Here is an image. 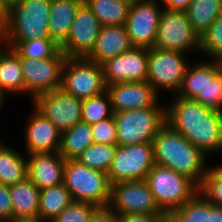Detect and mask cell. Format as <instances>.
Instances as JSON below:
<instances>
[{"label": "cell", "mask_w": 222, "mask_h": 222, "mask_svg": "<svg viewBox=\"0 0 222 222\" xmlns=\"http://www.w3.org/2000/svg\"><path fill=\"white\" fill-rule=\"evenodd\" d=\"M165 121L207 157L222 152V113L210 110L194 99L172 95L165 105Z\"/></svg>", "instance_id": "1"}, {"label": "cell", "mask_w": 222, "mask_h": 222, "mask_svg": "<svg viewBox=\"0 0 222 222\" xmlns=\"http://www.w3.org/2000/svg\"><path fill=\"white\" fill-rule=\"evenodd\" d=\"M154 163L169 167L201 185L209 167V157L182 134L165 123L154 136ZM208 161V162H207Z\"/></svg>", "instance_id": "2"}, {"label": "cell", "mask_w": 222, "mask_h": 222, "mask_svg": "<svg viewBox=\"0 0 222 222\" xmlns=\"http://www.w3.org/2000/svg\"><path fill=\"white\" fill-rule=\"evenodd\" d=\"M63 184L74 201L107 207L110 201L111 184L107 174L91 169L76 159L65 160Z\"/></svg>", "instance_id": "3"}, {"label": "cell", "mask_w": 222, "mask_h": 222, "mask_svg": "<svg viewBox=\"0 0 222 222\" xmlns=\"http://www.w3.org/2000/svg\"><path fill=\"white\" fill-rule=\"evenodd\" d=\"M52 0H23L9 12L3 41H30L51 38L49 16Z\"/></svg>", "instance_id": "4"}, {"label": "cell", "mask_w": 222, "mask_h": 222, "mask_svg": "<svg viewBox=\"0 0 222 222\" xmlns=\"http://www.w3.org/2000/svg\"><path fill=\"white\" fill-rule=\"evenodd\" d=\"M145 181L156 204L167 214L181 208L199 191V187L185 175L158 164H154Z\"/></svg>", "instance_id": "5"}, {"label": "cell", "mask_w": 222, "mask_h": 222, "mask_svg": "<svg viewBox=\"0 0 222 222\" xmlns=\"http://www.w3.org/2000/svg\"><path fill=\"white\" fill-rule=\"evenodd\" d=\"M117 145L126 146L152 142L158 130L166 123L165 105L161 102L144 109L114 113Z\"/></svg>", "instance_id": "6"}, {"label": "cell", "mask_w": 222, "mask_h": 222, "mask_svg": "<svg viewBox=\"0 0 222 222\" xmlns=\"http://www.w3.org/2000/svg\"><path fill=\"white\" fill-rule=\"evenodd\" d=\"M185 55L187 54L155 47L148 49L146 81L160 96L163 92L171 93L170 96L176 95L181 88L183 77L191 63L187 59L188 55Z\"/></svg>", "instance_id": "7"}, {"label": "cell", "mask_w": 222, "mask_h": 222, "mask_svg": "<svg viewBox=\"0 0 222 222\" xmlns=\"http://www.w3.org/2000/svg\"><path fill=\"white\" fill-rule=\"evenodd\" d=\"M155 48L200 54V37L193 30L186 11L163 9L155 39ZM189 51V52H188Z\"/></svg>", "instance_id": "8"}, {"label": "cell", "mask_w": 222, "mask_h": 222, "mask_svg": "<svg viewBox=\"0 0 222 222\" xmlns=\"http://www.w3.org/2000/svg\"><path fill=\"white\" fill-rule=\"evenodd\" d=\"M61 88L80 100L107 90L103 66L84 58H67L62 71Z\"/></svg>", "instance_id": "9"}, {"label": "cell", "mask_w": 222, "mask_h": 222, "mask_svg": "<svg viewBox=\"0 0 222 222\" xmlns=\"http://www.w3.org/2000/svg\"><path fill=\"white\" fill-rule=\"evenodd\" d=\"M154 164L152 142L117 145L107 177L111 185L121 181L145 180Z\"/></svg>", "instance_id": "10"}, {"label": "cell", "mask_w": 222, "mask_h": 222, "mask_svg": "<svg viewBox=\"0 0 222 222\" xmlns=\"http://www.w3.org/2000/svg\"><path fill=\"white\" fill-rule=\"evenodd\" d=\"M66 59L61 50L47 59L20 57L24 76V95H29L32 101L40 94L61 88Z\"/></svg>", "instance_id": "11"}, {"label": "cell", "mask_w": 222, "mask_h": 222, "mask_svg": "<svg viewBox=\"0 0 222 222\" xmlns=\"http://www.w3.org/2000/svg\"><path fill=\"white\" fill-rule=\"evenodd\" d=\"M108 207L118 216L135 213H164L156 204L145 180L121 181L112 184Z\"/></svg>", "instance_id": "12"}, {"label": "cell", "mask_w": 222, "mask_h": 222, "mask_svg": "<svg viewBox=\"0 0 222 222\" xmlns=\"http://www.w3.org/2000/svg\"><path fill=\"white\" fill-rule=\"evenodd\" d=\"M163 9L160 0H142L130 6L125 27L133 47H154Z\"/></svg>", "instance_id": "13"}, {"label": "cell", "mask_w": 222, "mask_h": 222, "mask_svg": "<svg viewBox=\"0 0 222 222\" xmlns=\"http://www.w3.org/2000/svg\"><path fill=\"white\" fill-rule=\"evenodd\" d=\"M32 105L61 132L81 122L82 100L62 88L36 96Z\"/></svg>", "instance_id": "14"}, {"label": "cell", "mask_w": 222, "mask_h": 222, "mask_svg": "<svg viewBox=\"0 0 222 222\" xmlns=\"http://www.w3.org/2000/svg\"><path fill=\"white\" fill-rule=\"evenodd\" d=\"M101 24L84 2L77 11L66 40L60 45L67 58L87 57L99 36Z\"/></svg>", "instance_id": "15"}, {"label": "cell", "mask_w": 222, "mask_h": 222, "mask_svg": "<svg viewBox=\"0 0 222 222\" xmlns=\"http://www.w3.org/2000/svg\"><path fill=\"white\" fill-rule=\"evenodd\" d=\"M148 49L132 47L108 59L103 66L106 86L124 82H146Z\"/></svg>", "instance_id": "16"}, {"label": "cell", "mask_w": 222, "mask_h": 222, "mask_svg": "<svg viewBox=\"0 0 222 222\" xmlns=\"http://www.w3.org/2000/svg\"><path fill=\"white\" fill-rule=\"evenodd\" d=\"M24 128V153L59 152L61 131L33 105Z\"/></svg>", "instance_id": "17"}, {"label": "cell", "mask_w": 222, "mask_h": 222, "mask_svg": "<svg viewBox=\"0 0 222 222\" xmlns=\"http://www.w3.org/2000/svg\"><path fill=\"white\" fill-rule=\"evenodd\" d=\"M114 113L133 109H144L157 105L162 99L146 82H124L107 86Z\"/></svg>", "instance_id": "18"}, {"label": "cell", "mask_w": 222, "mask_h": 222, "mask_svg": "<svg viewBox=\"0 0 222 222\" xmlns=\"http://www.w3.org/2000/svg\"><path fill=\"white\" fill-rule=\"evenodd\" d=\"M65 158L59 152L27 155L28 178L40 189L63 183Z\"/></svg>", "instance_id": "19"}, {"label": "cell", "mask_w": 222, "mask_h": 222, "mask_svg": "<svg viewBox=\"0 0 222 222\" xmlns=\"http://www.w3.org/2000/svg\"><path fill=\"white\" fill-rule=\"evenodd\" d=\"M132 47L125 25L102 26L94 48L86 58L102 65Z\"/></svg>", "instance_id": "20"}, {"label": "cell", "mask_w": 222, "mask_h": 222, "mask_svg": "<svg viewBox=\"0 0 222 222\" xmlns=\"http://www.w3.org/2000/svg\"><path fill=\"white\" fill-rule=\"evenodd\" d=\"M13 219L39 218L40 189L27 177L9 186Z\"/></svg>", "instance_id": "21"}, {"label": "cell", "mask_w": 222, "mask_h": 222, "mask_svg": "<svg viewBox=\"0 0 222 222\" xmlns=\"http://www.w3.org/2000/svg\"><path fill=\"white\" fill-rule=\"evenodd\" d=\"M0 93L7 95H24V76L20 57L4 46L0 50Z\"/></svg>", "instance_id": "22"}, {"label": "cell", "mask_w": 222, "mask_h": 222, "mask_svg": "<svg viewBox=\"0 0 222 222\" xmlns=\"http://www.w3.org/2000/svg\"><path fill=\"white\" fill-rule=\"evenodd\" d=\"M84 0H52L49 16V34L61 45L68 37L70 27Z\"/></svg>", "instance_id": "23"}, {"label": "cell", "mask_w": 222, "mask_h": 222, "mask_svg": "<svg viewBox=\"0 0 222 222\" xmlns=\"http://www.w3.org/2000/svg\"><path fill=\"white\" fill-rule=\"evenodd\" d=\"M194 100L222 113V74L218 60L205 59V86Z\"/></svg>", "instance_id": "24"}, {"label": "cell", "mask_w": 222, "mask_h": 222, "mask_svg": "<svg viewBox=\"0 0 222 222\" xmlns=\"http://www.w3.org/2000/svg\"><path fill=\"white\" fill-rule=\"evenodd\" d=\"M4 143L0 148V182L13 185L23 181L27 174V155Z\"/></svg>", "instance_id": "25"}, {"label": "cell", "mask_w": 222, "mask_h": 222, "mask_svg": "<svg viewBox=\"0 0 222 222\" xmlns=\"http://www.w3.org/2000/svg\"><path fill=\"white\" fill-rule=\"evenodd\" d=\"M94 143L91 125L79 122L61 132L59 153L65 160L76 159L88 146Z\"/></svg>", "instance_id": "26"}, {"label": "cell", "mask_w": 222, "mask_h": 222, "mask_svg": "<svg viewBox=\"0 0 222 222\" xmlns=\"http://www.w3.org/2000/svg\"><path fill=\"white\" fill-rule=\"evenodd\" d=\"M186 13L191 27L201 38L222 13V0H192Z\"/></svg>", "instance_id": "27"}, {"label": "cell", "mask_w": 222, "mask_h": 222, "mask_svg": "<svg viewBox=\"0 0 222 222\" xmlns=\"http://www.w3.org/2000/svg\"><path fill=\"white\" fill-rule=\"evenodd\" d=\"M73 201L71 193L63 183L40 190L39 219L52 221Z\"/></svg>", "instance_id": "28"}, {"label": "cell", "mask_w": 222, "mask_h": 222, "mask_svg": "<svg viewBox=\"0 0 222 222\" xmlns=\"http://www.w3.org/2000/svg\"><path fill=\"white\" fill-rule=\"evenodd\" d=\"M101 26L125 25L130 6L121 0H84Z\"/></svg>", "instance_id": "29"}, {"label": "cell", "mask_w": 222, "mask_h": 222, "mask_svg": "<svg viewBox=\"0 0 222 222\" xmlns=\"http://www.w3.org/2000/svg\"><path fill=\"white\" fill-rule=\"evenodd\" d=\"M213 204L199 191L181 208L168 213V222H209Z\"/></svg>", "instance_id": "30"}, {"label": "cell", "mask_w": 222, "mask_h": 222, "mask_svg": "<svg viewBox=\"0 0 222 222\" xmlns=\"http://www.w3.org/2000/svg\"><path fill=\"white\" fill-rule=\"evenodd\" d=\"M3 42L19 57L34 58L35 60L51 58L61 50L60 45L52 38Z\"/></svg>", "instance_id": "31"}, {"label": "cell", "mask_w": 222, "mask_h": 222, "mask_svg": "<svg viewBox=\"0 0 222 222\" xmlns=\"http://www.w3.org/2000/svg\"><path fill=\"white\" fill-rule=\"evenodd\" d=\"M116 146L93 143L76 160L91 169H97L107 174L113 162Z\"/></svg>", "instance_id": "32"}, {"label": "cell", "mask_w": 222, "mask_h": 222, "mask_svg": "<svg viewBox=\"0 0 222 222\" xmlns=\"http://www.w3.org/2000/svg\"><path fill=\"white\" fill-rule=\"evenodd\" d=\"M114 114L110 95L107 91L82 100L81 120L89 125L112 117Z\"/></svg>", "instance_id": "33"}, {"label": "cell", "mask_w": 222, "mask_h": 222, "mask_svg": "<svg viewBox=\"0 0 222 222\" xmlns=\"http://www.w3.org/2000/svg\"><path fill=\"white\" fill-rule=\"evenodd\" d=\"M205 86V57L204 60L191 62L183 77L182 85L176 96L195 99Z\"/></svg>", "instance_id": "34"}, {"label": "cell", "mask_w": 222, "mask_h": 222, "mask_svg": "<svg viewBox=\"0 0 222 222\" xmlns=\"http://www.w3.org/2000/svg\"><path fill=\"white\" fill-rule=\"evenodd\" d=\"M200 55L212 60L222 58V13L201 36Z\"/></svg>", "instance_id": "35"}, {"label": "cell", "mask_w": 222, "mask_h": 222, "mask_svg": "<svg viewBox=\"0 0 222 222\" xmlns=\"http://www.w3.org/2000/svg\"><path fill=\"white\" fill-rule=\"evenodd\" d=\"M199 192L213 205L222 206V162L208 167Z\"/></svg>", "instance_id": "36"}, {"label": "cell", "mask_w": 222, "mask_h": 222, "mask_svg": "<svg viewBox=\"0 0 222 222\" xmlns=\"http://www.w3.org/2000/svg\"><path fill=\"white\" fill-rule=\"evenodd\" d=\"M97 208L91 203L73 201L50 222H89Z\"/></svg>", "instance_id": "37"}, {"label": "cell", "mask_w": 222, "mask_h": 222, "mask_svg": "<svg viewBox=\"0 0 222 222\" xmlns=\"http://www.w3.org/2000/svg\"><path fill=\"white\" fill-rule=\"evenodd\" d=\"M94 143L117 145V129L114 117L91 125Z\"/></svg>", "instance_id": "38"}, {"label": "cell", "mask_w": 222, "mask_h": 222, "mask_svg": "<svg viewBox=\"0 0 222 222\" xmlns=\"http://www.w3.org/2000/svg\"><path fill=\"white\" fill-rule=\"evenodd\" d=\"M0 218L9 222L13 219V205L9 186L0 182Z\"/></svg>", "instance_id": "39"}, {"label": "cell", "mask_w": 222, "mask_h": 222, "mask_svg": "<svg viewBox=\"0 0 222 222\" xmlns=\"http://www.w3.org/2000/svg\"><path fill=\"white\" fill-rule=\"evenodd\" d=\"M118 222H168L167 213H154V214H125L118 216Z\"/></svg>", "instance_id": "40"}, {"label": "cell", "mask_w": 222, "mask_h": 222, "mask_svg": "<svg viewBox=\"0 0 222 222\" xmlns=\"http://www.w3.org/2000/svg\"><path fill=\"white\" fill-rule=\"evenodd\" d=\"M89 222H118V215L108 206L98 207L91 216Z\"/></svg>", "instance_id": "41"}, {"label": "cell", "mask_w": 222, "mask_h": 222, "mask_svg": "<svg viewBox=\"0 0 222 222\" xmlns=\"http://www.w3.org/2000/svg\"><path fill=\"white\" fill-rule=\"evenodd\" d=\"M164 9L186 11L192 0H160Z\"/></svg>", "instance_id": "42"}, {"label": "cell", "mask_w": 222, "mask_h": 222, "mask_svg": "<svg viewBox=\"0 0 222 222\" xmlns=\"http://www.w3.org/2000/svg\"><path fill=\"white\" fill-rule=\"evenodd\" d=\"M9 12L0 0V37L3 36L8 25Z\"/></svg>", "instance_id": "43"}, {"label": "cell", "mask_w": 222, "mask_h": 222, "mask_svg": "<svg viewBox=\"0 0 222 222\" xmlns=\"http://www.w3.org/2000/svg\"><path fill=\"white\" fill-rule=\"evenodd\" d=\"M209 222H222V206L213 205L209 214Z\"/></svg>", "instance_id": "44"}, {"label": "cell", "mask_w": 222, "mask_h": 222, "mask_svg": "<svg viewBox=\"0 0 222 222\" xmlns=\"http://www.w3.org/2000/svg\"><path fill=\"white\" fill-rule=\"evenodd\" d=\"M23 0H2V4L10 12L14 7L19 6Z\"/></svg>", "instance_id": "45"}, {"label": "cell", "mask_w": 222, "mask_h": 222, "mask_svg": "<svg viewBox=\"0 0 222 222\" xmlns=\"http://www.w3.org/2000/svg\"><path fill=\"white\" fill-rule=\"evenodd\" d=\"M9 222H45V221H42L39 218H35V219H12Z\"/></svg>", "instance_id": "46"}, {"label": "cell", "mask_w": 222, "mask_h": 222, "mask_svg": "<svg viewBox=\"0 0 222 222\" xmlns=\"http://www.w3.org/2000/svg\"><path fill=\"white\" fill-rule=\"evenodd\" d=\"M121 1L127 3L129 6H132L135 3H138L139 1H142V0H121Z\"/></svg>", "instance_id": "47"}, {"label": "cell", "mask_w": 222, "mask_h": 222, "mask_svg": "<svg viewBox=\"0 0 222 222\" xmlns=\"http://www.w3.org/2000/svg\"><path fill=\"white\" fill-rule=\"evenodd\" d=\"M5 99L6 98L0 93V110L3 108V105H5L4 101L7 102Z\"/></svg>", "instance_id": "48"}, {"label": "cell", "mask_w": 222, "mask_h": 222, "mask_svg": "<svg viewBox=\"0 0 222 222\" xmlns=\"http://www.w3.org/2000/svg\"><path fill=\"white\" fill-rule=\"evenodd\" d=\"M2 44V45H1ZM4 42H3V39L0 37V50L4 47Z\"/></svg>", "instance_id": "49"}, {"label": "cell", "mask_w": 222, "mask_h": 222, "mask_svg": "<svg viewBox=\"0 0 222 222\" xmlns=\"http://www.w3.org/2000/svg\"><path fill=\"white\" fill-rule=\"evenodd\" d=\"M218 61H219V65H220V73L222 74V58L218 59Z\"/></svg>", "instance_id": "50"}, {"label": "cell", "mask_w": 222, "mask_h": 222, "mask_svg": "<svg viewBox=\"0 0 222 222\" xmlns=\"http://www.w3.org/2000/svg\"><path fill=\"white\" fill-rule=\"evenodd\" d=\"M5 142H2V138L0 139V148L2 147V145L4 144Z\"/></svg>", "instance_id": "51"}, {"label": "cell", "mask_w": 222, "mask_h": 222, "mask_svg": "<svg viewBox=\"0 0 222 222\" xmlns=\"http://www.w3.org/2000/svg\"><path fill=\"white\" fill-rule=\"evenodd\" d=\"M0 222H6L4 219L0 218Z\"/></svg>", "instance_id": "52"}]
</instances>
